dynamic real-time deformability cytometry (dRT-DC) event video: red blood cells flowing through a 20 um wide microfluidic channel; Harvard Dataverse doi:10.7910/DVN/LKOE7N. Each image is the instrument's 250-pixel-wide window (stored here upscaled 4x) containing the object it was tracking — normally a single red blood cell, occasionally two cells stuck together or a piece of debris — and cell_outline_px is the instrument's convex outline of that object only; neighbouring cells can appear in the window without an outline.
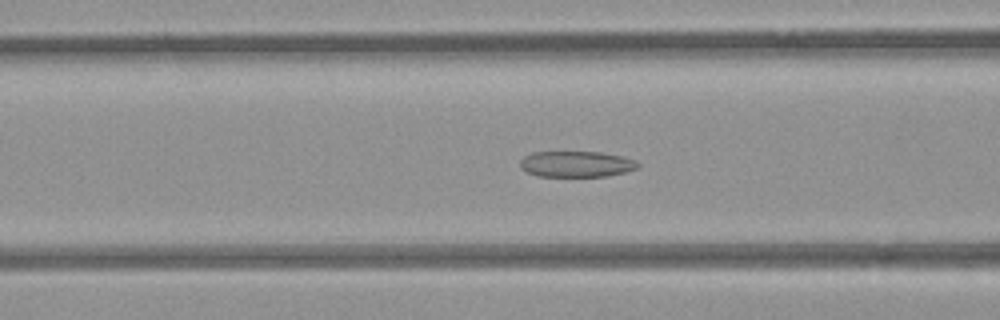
{"species": "common noctule bat (a hibernating species)", "species_latin": "Nyctalus noctula", "temperature_condition": "room temperature", "stored_images_in_passage": 53, "camera_frame_rate_fps": 3000, "um_per_image_px": 0.085, "animal": {"sex": "female", "body_mass_g": 21.9}, "frame": {"image": 1, "passage_image": 21, "time_ms": 6.667, "image_size_px": [1000, 320], "cell_outline_px": [[640, 164], [636, 168], [624, 172], [608, 176], [536, 176], [520, 168], [520, 160], [524, 156], [532, 152], [600, 152], [624, 156], [636, 160]], "centroid_in_image_um": [48.98, 13.94], "position_along_channel_um": 117.6, "area_um2": 17.86}}
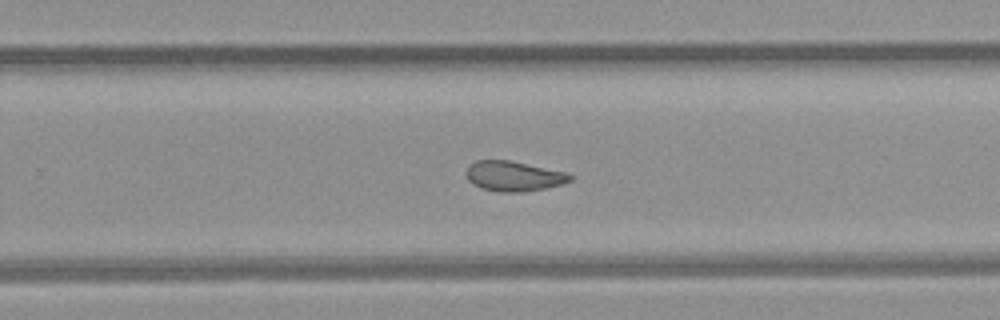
{"frame": {"image": 2, "passage_image": 34, "time_ms": 11.0, "image_size_px": [1000, 320], "cell_outline_px": [[572, 180], [560, 184], [544, 188], [524, 192], [500, 192], [480, 188], [472, 184], [468, 180], [468, 168], [476, 160], [508, 160], [568, 172], [572, 176]], "centroid_in_image_um": [43.68, 14.98], "position_along_channel_um": 286.1, "area_um2": 18.03}}
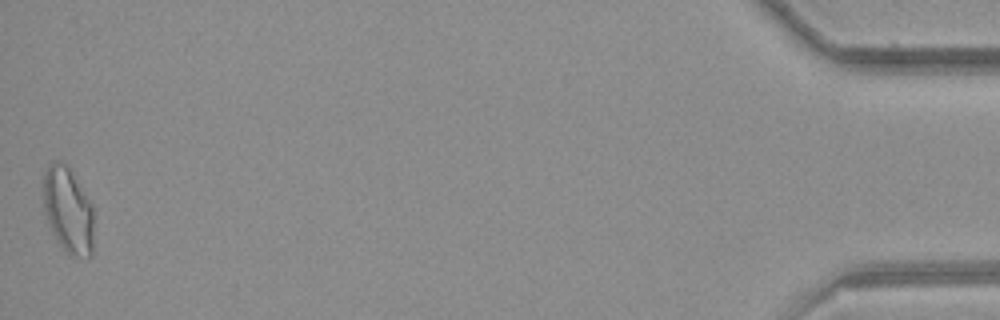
{"frame": {"image": 3, "passage_image": 53, "time_ms": 17.333, "image_size_px": [1000, 320], "cell_outline_px": [[92, 256], [68, 256], [64, 252], [52, 232], [44, 208], [44, 172], [48, 164], [56, 160], [60, 160], [68, 168], [92, 204]], "centroid_in_image_um": [5.77, 17.89], "position_along_channel_um": 429.4, "area_um2": 24.85}, "authors_computed_cell_mechanics": {"area_um2": 20.1144, "velocity_mm_per_s": 3.8876, "shape_relaxation_time_tau1_ms": null, "shape_relaxation_time_tau2_ms": 2.6661, "deformation_change_tau1": null, "deformation_change_tau2": 0.085}}